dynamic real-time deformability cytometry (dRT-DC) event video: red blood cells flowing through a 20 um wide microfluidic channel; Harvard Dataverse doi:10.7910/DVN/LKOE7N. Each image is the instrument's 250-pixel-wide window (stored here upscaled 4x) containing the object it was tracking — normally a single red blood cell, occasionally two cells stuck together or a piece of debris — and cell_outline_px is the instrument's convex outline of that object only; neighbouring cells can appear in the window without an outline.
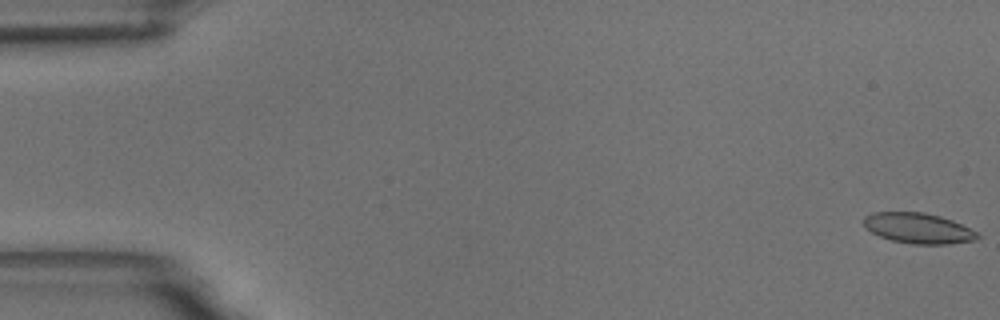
{"species": "common noctule bat (a hibernating species)", "species_latin": "Nyctalus noctula", "temperature_condition": "room temperature", "stored_images_in_passage": 53, "camera_frame_rate_fps": 3000, "um_per_image_px": 0.085, "animal": {"sex": "male", "body_mass_g": 18.8}, "frame": {"image": 1, "passage_image": 1, "time_ms": 0.0, "image_size_px": [1000, 320], "cell_outline_px": [[980, 236], [976, 240], [948, 244], [912, 244], [892, 240], [880, 236], [864, 228], [864, 216], [872, 212], [924, 212], [940, 216], [952, 220], [980, 232]], "centroid_in_image_um": [78.07, 19.39], "position_along_channel_um": 6.9, "area_um2": 20.35}}
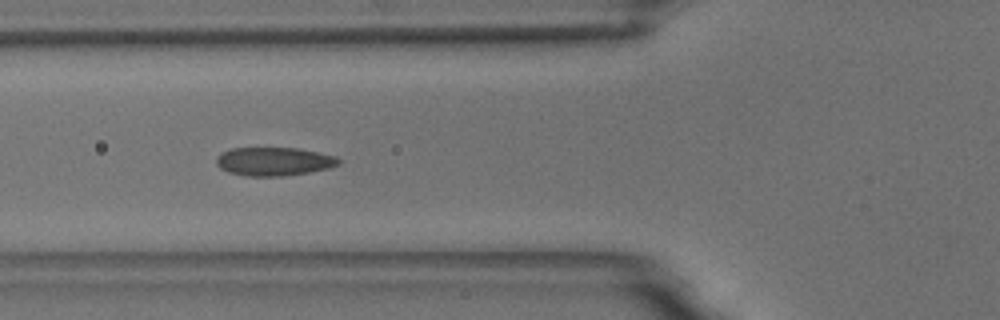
{"frame": {"image": 2, "passage_image": 21, "time_ms": 6.667, "image_size_px": [1000, 320], "cell_outline_px": [[340, 164], [328, 168], [308, 172], [284, 176], [248, 176], [228, 172], [220, 168], [216, 164], [216, 160], [224, 152], [232, 148], [296, 148], [336, 156], [340, 160]], "centroid_in_image_um": [23.29, 13.73], "position_along_channel_um": 102.5, "area_um2": 20.06}}
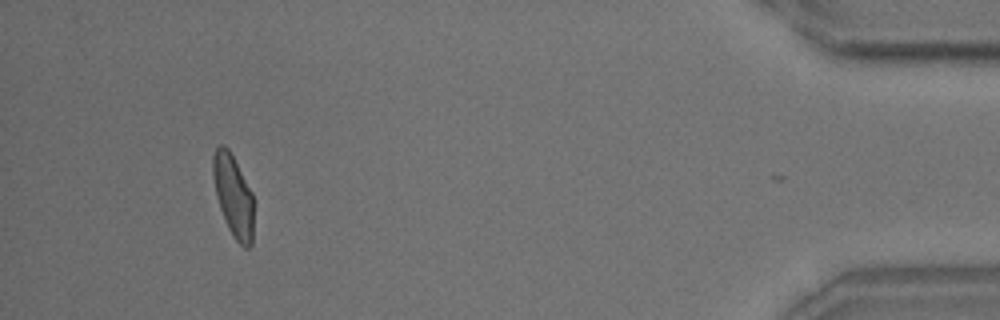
{"frame": {"image": 3, "passage_image": 52, "time_ms": 17.0, "image_size_px": [1000, 320], "cell_outline_px": [[252, 244], [248, 248], [244, 248], [232, 236], [228, 228], [220, 208], [216, 196], [212, 176], [212, 156], [216, 148], [220, 144], [224, 144], [228, 148], [252, 192]], "centroid_in_image_um": [19.8, 16.62], "position_along_channel_um": 415.4, "area_um2": 19.31}, "authors_computed_cell_mechanics": {"area_um2": 20.23, "velocity_mm_per_s": 3.6669, "shape_relaxation_time_tau1_ms": 5.7728, "shape_relaxation_time_tau2_ms": 1.2626, "deformation_change_tau1": 0.1538, "deformation_change_tau2": 0.0567}}